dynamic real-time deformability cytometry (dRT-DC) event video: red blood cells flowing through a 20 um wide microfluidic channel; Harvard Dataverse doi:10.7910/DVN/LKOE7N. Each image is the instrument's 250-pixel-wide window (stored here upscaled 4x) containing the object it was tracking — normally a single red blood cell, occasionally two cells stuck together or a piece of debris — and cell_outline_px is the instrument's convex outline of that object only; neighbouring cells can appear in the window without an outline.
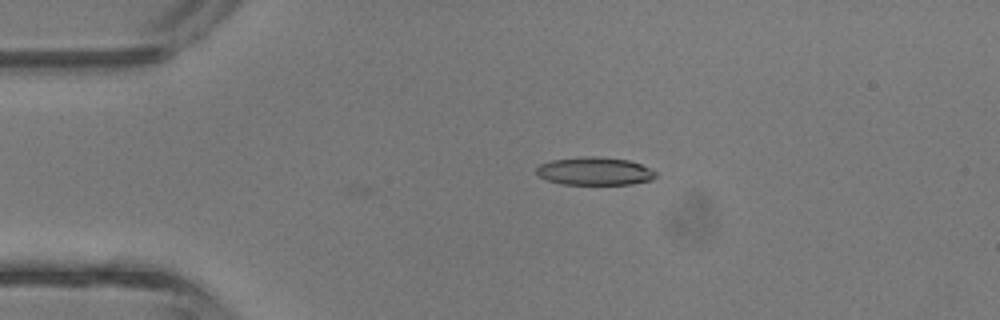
{"species": "common noctule bat (a hibernating species)", "species_latin": "Nyctalus noctula", "temperature_condition": "room temperature", "stored_images_in_passage": 2, "camera_frame_rate_fps": 3000, "um_per_image_px": 0.085, "animal": {"sex": "male", "body_mass_g": 13.3}, "frame": {"image": 1, "passage_image": 2, "time_ms": 0.333, "image_size_px": [1000, 320], "cell_outline_px": [[656, 176], [652, 180], [632, 184], [560, 184], [536, 176], [536, 168], [540, 164], [552, 160], [580, 156], [596, 156], [628, 160], [640, 164], [656, 172]], "centroid_in_image_um": [50.51, 14.55], "position_along_channel_um": 34.5, "area_um2": 19.54}}